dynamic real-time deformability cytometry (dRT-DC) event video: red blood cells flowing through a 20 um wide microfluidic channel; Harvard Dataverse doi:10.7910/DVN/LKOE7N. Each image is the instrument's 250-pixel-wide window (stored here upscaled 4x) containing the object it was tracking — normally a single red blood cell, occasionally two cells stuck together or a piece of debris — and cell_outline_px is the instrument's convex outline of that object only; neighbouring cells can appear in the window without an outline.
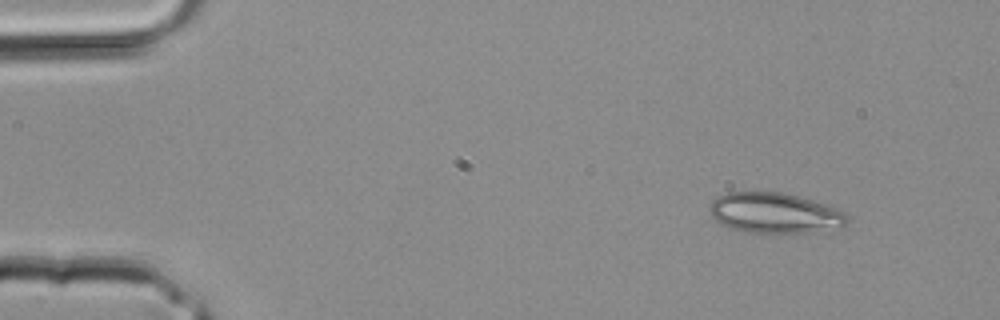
{"species": "common noctule bat (a hibernating species)", "species_latin": "Nyctalus noctula", "temperature_condition": "room temperature", "stored_images_in_passage": 4, "camera_frame_rate_fps": 3000, "um_per_image_px": 0.085, "animal": {"sex": "male", "body_mass_g": 20.4}, "frame": {"image": 1, "passage_image": 4, "time_ms": 1.0, "image_size_px": [1000, 320], "cell_outline_px": [[848, 220], [840, 228], [812, 232], [748, 232], [732, 228], [720, 224], [712, 216], [708, 208], [708, 204], [716, 196], [724, 192], [784, 192], [800, 196], [828, 204], [844, 212], [848, 216]], "centroid_in_image_um": [65.84, 18.08], "position_along_channel_um": 19.2, "area_um2": 32.66}}